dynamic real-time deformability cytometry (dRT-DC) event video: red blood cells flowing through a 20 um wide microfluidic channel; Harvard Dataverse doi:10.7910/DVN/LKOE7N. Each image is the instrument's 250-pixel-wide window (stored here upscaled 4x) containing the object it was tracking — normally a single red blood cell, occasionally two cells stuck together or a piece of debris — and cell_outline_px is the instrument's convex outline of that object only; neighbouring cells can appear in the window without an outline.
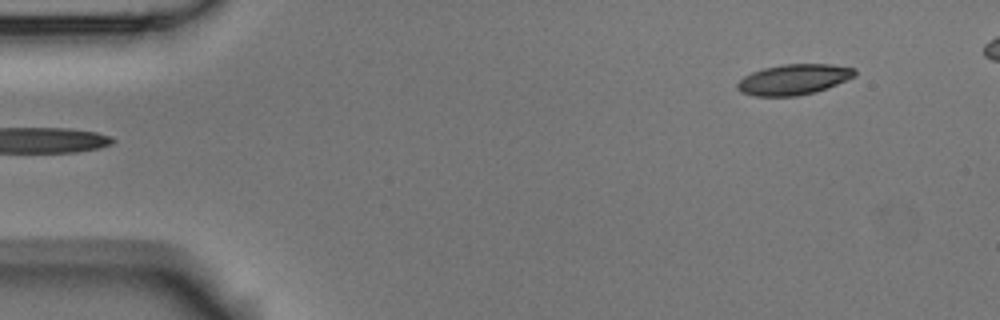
{"species": "Egyptian fruit bat (a non-hibernating species)", "species_latin": "Rousettus aegyptiacus", "temperature_condition": "room temperature", "stored_images_in_passage": 5, "segment_of_instrument_passage": [2, 2], "camera_frame_rate_fps": 3000, "um_per_image_px": 0.085, "animal": {"sex": "male"}, "frame": {"image": 1, "passage_image": 5, "time_ms": 4.667, "image_size_px": [1000, 320], "cell_outline_px": [[856, 76], [816, 92], [796, 96], [756, 96], [740, 92], [736, 88], [736, 84], [744, 76], [752, 72], [764, 68], [784, 64], [832, 64], [856, 68]], "centroid_in_image_um": [67.47, 6.75], "position_along_channel_um": 17.5, "area_um2": 20.92}}